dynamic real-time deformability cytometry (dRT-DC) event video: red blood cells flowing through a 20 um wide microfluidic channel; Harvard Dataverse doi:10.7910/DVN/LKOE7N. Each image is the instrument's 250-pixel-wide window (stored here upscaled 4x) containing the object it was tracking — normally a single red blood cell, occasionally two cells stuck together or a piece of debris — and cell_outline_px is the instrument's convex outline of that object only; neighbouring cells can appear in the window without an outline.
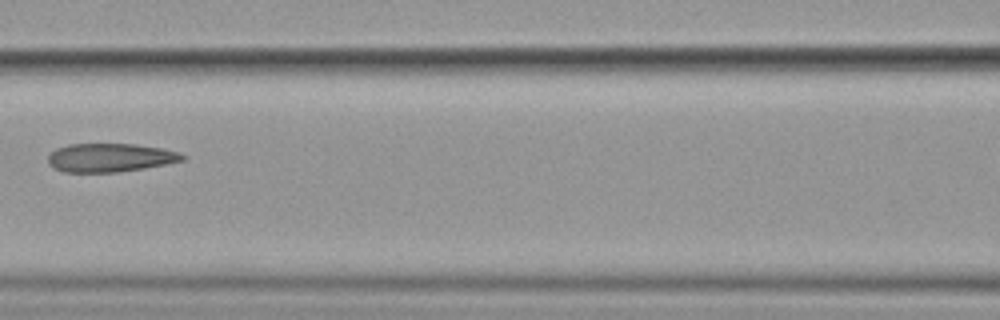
{"species": "common noctule bat (a hibernating species)", "species_latin": "Nyctalus noctula", "temperature_condition": "cold", "stored_images_in_passage": 7, "segment_of_instrument_passage": [1, 2], "camera_frame_rate_fps": 3000, "um_per_image_px": 0.085, "animal": {"sex": "female", "body_mass_g": 19.9}, "frame": {"image": 1, "passage_image": 5, "time_ms": 4.667, "image_size_px": [1000, 320], "cell_outline_px": [[188, 156], [184, 160], [144, 168], [116, 172], [64, 172], [52, 168], [48, 164], [48, 156], [56, 148], [68, 144], [136, 144], [160, 148], [180, 152]], "centroid_in_image_um": [9.34, 13.4], "position_along_channel_um": 157.3, "area_um2": 22.43}}
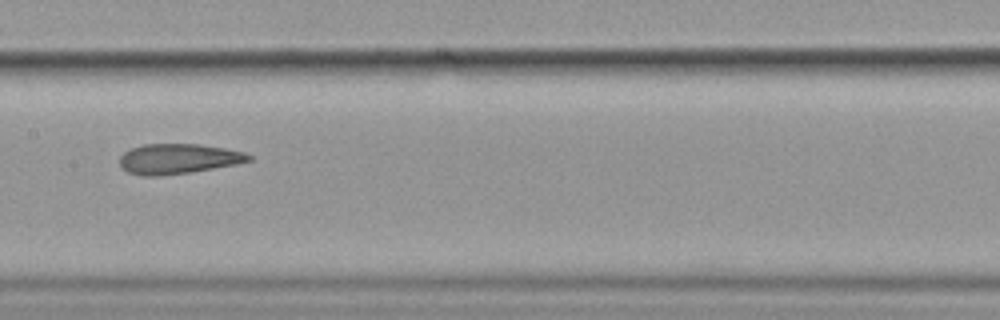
{"frame": {"image": 2, "passage_image": 6, "time_ms": 5.667, "image_size_px": [1000, 320], "cell_outline_px": [[252, 160], [236, 164], [192, 172], [156, 176], [144, 176], [128, 172], [120, 164], [120, 156], [124, 152], [132, 148], [144, 144], [200, 144], [224, 148], [244, 152], [252, 156]], "centroid_in_image_um": [15.16, 13.5], "position_along_channel_um": 192.2, "area_um2": 22.54}}